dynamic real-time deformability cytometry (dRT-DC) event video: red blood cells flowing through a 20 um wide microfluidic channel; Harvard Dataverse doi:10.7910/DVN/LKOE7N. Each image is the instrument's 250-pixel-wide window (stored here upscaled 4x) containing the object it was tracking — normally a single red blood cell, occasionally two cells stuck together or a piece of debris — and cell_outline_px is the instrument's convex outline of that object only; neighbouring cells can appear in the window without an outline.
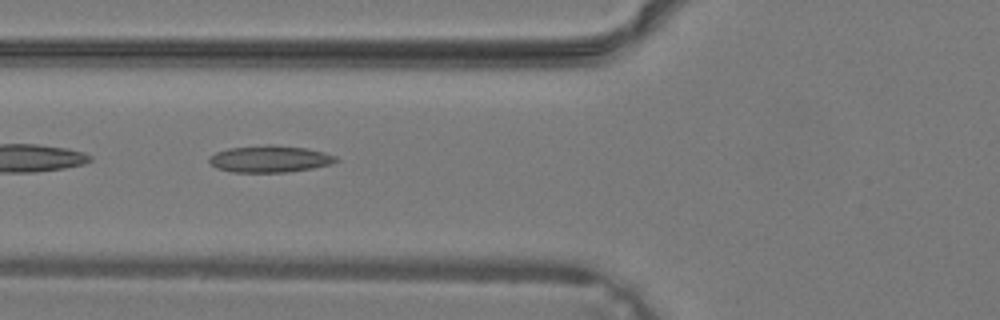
{"species": "common noctule bat (a hibernating species)", "species_latin": "Nyctalus noctula", "temperature_condition": "warm", "stored_images_in_passage": 29, "camera_frame_rate_fps": 3000, "um_per_image_px": 0.085, "animal": {"sex": "male", "body_mass_g": 19.2, "forearm_length_mm": 51.8}, "frame": {"image": 1, "passage_image": 5, "time_ms": 1.333, "image_size_px": [1000, 320], "cell_outline_px": [[340, 160], [332, 164], [312, 168], [288, 172], [232, 172], [216, 168], [208, 160], [208, 156], [216, 152], [228, 148], [268, 144], [272, 144], [308, 148], [324, 152], [336, 156]], "centroid_in_image_um": [22.94, 13.5], "position_along_channel_um": 102.9, "area_um2": 20.06}}
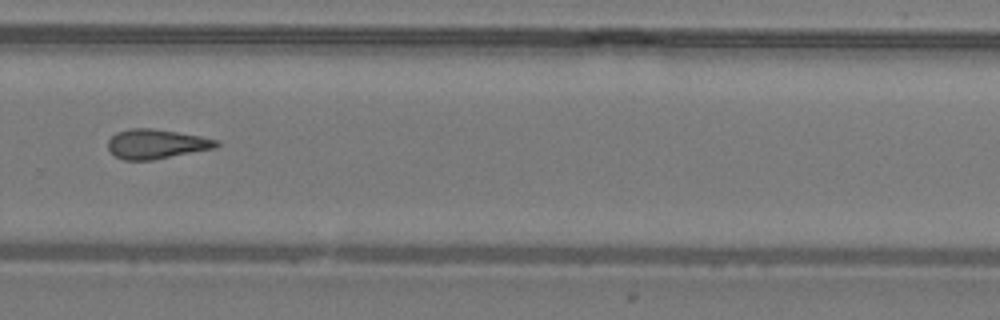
{"frame": {"image": 2, "passage_image": 17, "time_ms": 5.333, "image_size_px": [1000, 320], "cell_outline_px": [[220, 144], [216, 148], [152, 160], [124, 160], [116, 156], [108, 148], [108, 140], [116, 132], [128, 128], [152, 128], [200, 136], [216, 140]], "centroid_in_image_um": [13.27, 12.23], "position_along_channel_um": 316.5, "area_um2": 18.55}}